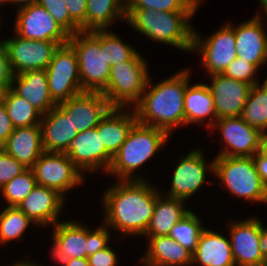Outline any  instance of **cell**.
<instances>
[{"label":"cell","mask_w":267,"mask_h":266,"mask_svg":"<svg viewBox=\"0 0 267 266\" xmlns=\"http://www.w3.org/2000/svg\"><path fill=\"white\" fill-rule=\"evenodd\" d=\"M102 195L103 223L118 232V239L139 238L146 232L161 191L148 180H117ZM157 187V188H156ZM130 235V236H129Z\"/></svg>","instance_id":"cell-1"},{"label":"cell","mask_w":267,"mask_h":266,"mask_svg":"<svg viewBox=\"0 0 267 266\" xmlns=\"http://www.w3.org/2000/svg\"><path fill=\"white\" fill-rule=\"evenodd\" d=\"M190 68H184L168 78L152 83L149 77L139 102L133 107L137 122L166 131L169 135L184 127V94L191 82Z\"/></svg>","instance_id":"cell-2"},{"label":"cell","mask_w":267,"mask_h":266,"mask_svg":"<svg viewBox=\"0 0 267 266\" xmlns=\"http://www.w3.org/2000/svg\"><path fill=\"white\" fill-rule=\"evenodd\" d=\"M196 11L126 10V25L152 41L191 52Z\"/></svg>","instance_id":"cell-3"},{"label":"cell","mask_w":267,"mask_h":266,"mask_svg":"<svg viewBox=\"0 0 267 266\" xmlns=\"http://www.w3.org/2000/svg\"><path fill=\"white\" fill-rule=\"evenodd\" d=\"M169 139L170 135L166 131L136 122L113 156L106 174L116 176L117 180H147L141 175H135V170H139L157 152L163 150Z\"/></svg>","instance_id":"cell-4"},{"label":"cell","mask_w":267,"mask_h":266,"mask_svg":"<svg viewBox=\"0 0 267 266\" xmlns=\"http://www.w3.org/2000/svg\"><path fill=\"white\" fill-rule=\"evenodd\" d=\"M214 163V175L219 179L218 187H225L236 199L267 204V187L262 182L252 157L215 156Z\"/></svg>","instance_id":"cell-5"},{"label":"cell","mask_w":267,"mask_h":266,"mask_svg":"<svg viewBox=\"0 0 267 266\" xmlns=\"http://www.w3.org/2000/svg\"><path fill=\"white\" fill-rule=\"evenodd\" d=\"M137 52L130 60L111 66L107 87L101 92L112 107L133 108L150 77L147 59Z\"/></svg>","instance_id":"cell-6"},{"label":"cell","mask_w":267,"mask_h":266,"mask_svg":"<svg viewBox=\"0 0 267 266\" xmlns=\"http://www.w3.org/2000/svg\"><path fill=\"white\" fill-rule=\"evenodd\" d=\"M76 53L83 91L102 92L108 85L111 66L100 49V30L79 31L69 36Z\"/></svg>","instance_id":"cell-7"},{"label":"cell","mask_w":267,"mask_h":266,"mask_svg":"<svg viewBox=\"0 0 267 266\" xmlns=\"http://www.w3.org/2000/svg\"><path fill=\"white\" fill-rule=\"evenodd\" d=\"M191 52L199 55L207 76L223 73L237 58L234 24L225 23L206 38L194 28Z\"/></svg>","instance_id":"cell-8"},{"label":"cell","mask_w":267,"mask_h":266,"mask_svg":"<svg viewBox=\"0 0 267 266\" xmlns=\"http://www.w3.org/2000/svg\"><path fill=\"white\" fill-rule=\"evenodd\" d=\"M204 154L202 148L195 147L179 158L171 176L170 190L163 194L187 201L200 191L206 182L212 185L214 181H207L206 176L208 173H215L214 158L207 163Z\"/></svg>","instance_id":"cell-9"},{"label":"cell","mask_w":267,"mask_h":266,"mask_svg":"<svg viewBox=\"0 0 267 266\" xmlns=\"http://www.w3.org/2000/svg\"><path fill=\"white\" fill-rule=\"evenodd\" d=\"M45 71L50 96L56 104L84 92L81 88L77 56L68 43L60 45L54 51Z\"/></svg>","instance_id":"cell-10"},{"label":"cell","mask_w":267,"mask_h":266,"mask_svg":"<svg viewBox=\"0 0 267 266\" xmlns=\"http://www.w3.org/2000/svg\"><path fill=\"white\" fill-rule=\"evenodd\" d=\"M220 131L223 148L215 156L252 157L264 147L266 136L241 117L217 119L208 130Z\"/></svg>","instance_id":"cell-11"},{"label":"cell","mask_w":267,"mask_h":266,"mask_svg":"<svg viewBox=\"0 0 267 266\" xmlns=\"http://www.w3.org/2000/svg\"><path fill=\"white\" fill-rule=\"evenodd\" d=\"M31 169L38 185L57 190L65 198L85 179L66 153L43 152Z\"/></svg>","instance_id":"cell-12"},{"label":"cell","mask_w":267,"mask_h":266,"mask_svg":"<svg viewBox=\"0 0 267 266\" xmlns=\"http://www.w3.org/2000/svg\"><path fill=\"white\" fill-rule=\"evenodd\" d=\"M16 18L13 33L17 36L39 41L68 43L69 34L38 3L26 5L15 10Z\"/></svg>","instance_id":"cell-13"},{"label":"cell","mask_w":267,"mask_h":266,"mask_svg":"<svg viewBox=\"0 0 267 266\" xmlns=\"http://www.w3.org/2000/svg\"><path fill=\"white\" fill-rule=\"evenodd\" d=\"M229 239L236 266H267L260 250L261 218L247 217L227 223Z\"/></svg>","instance_id":"cell-14"},{"label":"cell","mask_w":267,"mask_h":266,"mask_svg":"<svg viewBox=\"0 0 267 266\" xmlns=\"http://www.w3.org/2000/svg\"><path fill=\"white\" fill-rule=\"evenodd\" d=\"M13 34L12 38L3 40L14 75L30 70H45L54 51L60 46L57 42L25 39Z\"/></svg>","instance_id":"cell-15"},{"label":"cell","mask_w":267,"mask_h":266,"mask_svg":"<svg viewBox=\"0 0 267 266\" xmlns=\"http://www.w3.org/2000/svg\"><path fill=\"white\" fill-rule=\"evenodd\" d=\"M66 154L83 175L101 170L106 174L113 159L97 133V126L78 133Z\"/></svg>","instance_id":"cell-16"},{"label":"cell","mask_w":267,"mask_h":266,"mask_svg":"<svg viewBox=\"0 0 267 266\" xmlns=\"http://www.w3.org/2000/svg\"><path fill=\"white\" fill-rule=\"evenodd\" d=\"M57 106L70 118L78 133L98 126L112 108L101 92L84 91Z\"/></svg>","instance_id":"cell-17"},{"label":"cell","mask_w":267,"mask_h":266,"mask_svg":"<svg viewBox=\"0 0 267 266\" xmlns=\"http://www.w3.org/2000/svg\"><path fill=\"white\" fill-rule=\"evenodd\" d=\"M261 13L234 25L237 57L255 65L258 69L267 65V28Z\"/></svg>","instance_id":"cell-18"},{"label":"cell","mask_w":267,"mask_h":266,"mask_svg":"<svg viewBox=\"0 0 267 266\" xmlns=\"http://www.w3.org/2000/svg\"><path fill=\"white\" fill-rule=\"evenodd\" d=\"M208 87L214 99L217 119L241 117L251 85L222 73L209 75Z\"/></svg>","instance_id":"cell-19"},{"label":"cell","mask_w":267,"mask_h":266,"mask_svg":"<svg viewBox=\"0 0 267 266\" xmlns=\"http://www.w3.org/2000/svg\"><path fill=\"white\" fill-rule=\"evenodd\" d=\"M50 256L53 262H62L72 258H87L89 241L87 226L79 220H62L52 226Z\"/></svg>","instance_id":"cell-20"},{"label":"cell","mask_w":267,"mask_h":266,"mask_svg":"<svg viewBox=\"0 0 267 266\" xmlns=\"http://www.w3.org/2000/svg\"><path fill=\"white\" fill-rule=\"evenodd\" d=\"M66 198L57 190L36 185L17 206L37 227H48L60 222Z\"/></svg>","instance_id":"cell-21"},{"label":"cell","mask_w":267,"mask_h":266,"mask_svg":"<svg viewBox=\"0 0 267 266\" xmlns=\"http://www.w3.org/2000/svg\"><path fill=\"white\" fill-rule=\"evenodd\" d=\"M40 127L44 152L66 153L78 134L70 118L58 106L42 115Z\"/></svg>","instance_id":"cell-22"},{"label":"cell","mask_w":267,"mask_h":266,"mask_svg":"<svg viewBox=\"0 0 267 266\" xmlns=\"http://www.w3.org/2000/svg\"><path fill=\"white\" fill-rule=\"evenodd\" d=\"M192 265L236 266L229 237L206 226L200 234L195 251L192 253Z\"/></svg>","instance_id":"cell-23"},{"label":"cell","mask_w":267,"mask_h":266,"mask_svg":"<svg viewBox=\"0 0 267 266\" xmlns=\"http://www.w3.org/2000/svg\"><path fill=\"white\" fill-rule=\"evenodd\" d=\"M11 89L42 115L57 106L50 96L45 70H30L14 75Z\"/></svg>","instance_id":"cell-24"},{"label":"cell","mask_w":267,"mask_h":266,"mask_svg":"<svg viewBox=\"0 0 267 266\" xmlns=\"http://www.w3.org/2000/svg\"><path fill=\"white\" fill-rule=\"evenodd\" d=\"M191 83L184 94V126L205 125L210 130L217 120L212 93L206 83Z\"/></svg>","instance_id":"cell-25"},{"label":"cell","mask_w":267,"mask_h":266,"mask_svg":"<svg viewBox=\"0 0 267 266\" xmlns=\"http://www.w3.org/2000/svg\"><path fill=\"white\" fill-rule=\"evenodd\" d=\"M142 266H192V252L169 235L147 238Z\"/></svg>","instance_id":"cell-26"},{"label":"cell","mask_w":267,"mask_h":266,"mask_svg":"<svg viewBox=\"0 0 267 266\" xmlns=\"http://www.w3.org/2000/svg\"><path fill=\"white\" fill-rule=\"evenodd\" d=\"M137 122L133 108L112 107L97 126V133L106 150L114 156Z\"/></svg>","instance_id":"cell-27"},{"label":"cell","mask_w":267,"mask_h":266,"mask_svg":"<svg viewBox=\"0 0 267 266\" xmlns=\"http://www.w3.org/2000/svg\"><path fill=\"white\" fill-rule=\"evenodd\" d=\"M2 149L31 169L44 152L40 125L15 128Z\"/></svg>","instance_id":"cell-28"},{"label":"cell","mask_w":267,"mask_h":266,"mask_svg":"<svg viewBox=\"0 0 267 266\" xmlns=\"http://www.w3.org/2000/svg\"><path fill=\"white\" fill-rule=\"evenodd\" d=\"M186 203L184 200L159 192L153 215L142 237L154 238L169 235L173 226L191 211V209L185 208Z\"/></svg>","instance_id":"cell-29"},{"label":"cell","mask_w":267,"mask_h":266,"mask_svg":"<svg viewBox=\"0 0 267 266\" xmlns=\"http://www.w3.org/2000/svg\"><path fill=\"white\" fill-rule=\"evenodd\" d=\"M85 31L106 30L114 21L126 22V0H86Z\"/></svg>","instance_id":"cell-30"},{"label":"cell","mask_w":267,"mask_h":266,"mask_svg":"<svg viewBox=\"0 0 267 266\" xmlns=\"http://www.w3.org/2000/svg\"><path fill=\"white\" fill-rule=\"evenodd\" d=\"M241 118L267 137V77L251 87Z\"/></svg>","instance_id":"cell-31"},{"label":"cell","mask_w":267,"mask_h":266,"mask_svg":"<svg viewBox=\"0 0 267 266\" xmlns=\"http://www.w3.org/2000/svg\"><path fill=\"white\" fill-rule=\"evenodd\" d=\"M0 101L5 105L7 114L15 128L40 125L42 114L11 88L1 93Z\"/></svg>","instance_id":"cell-32"},{"label":"cell","mask_w":267,"mask_h":266,"mask_svg":"<svg viewBox=\"0 0 267 266\" xmlns=\"http://www.w3.org/2000/svg\"><path fill=\"white\" fill-rule=\"evenodd\" d=\"M2 208H0V246L23 239V234L31 224L37 226L18 207L2 206Z\"/></svg>","instance_id":"cell-33"},{"label":"cell","mask_w":267,"mask_h":266,"mask_svg":"<svg viewBox=\"0 0 267 266\" xmlns=\"http://www.w3.org/2000/svg\"><path fill=\"white\" fill-rule=\"evenodd\" d=\"M190 211L184 218L177 222L170 230L169 236L187 248L192 253L197 247V243L202 230L205 228L204 222L199 214Z\"/></svg>","instance_id":"cell-34"},{"label":"cell","mask_w":267,"mask_h":266,"mask_svg":"<svg viewBox=\"0 0 267 266\" xmlns=\"http://www.w3.org/2000/svg\"><path fill=\"white\" fill-rule=\"evenodd\" d=\"M100 49H104V57L110 66L128 61L138 52L120 35L108 29L100 30Z\"/></svg>","instance_id":"cell-35"},{"label":"cell","mask_w":267,"mask_h":266,"mask_svg":"<svg viewBox=\"0 0 267 266\" xmlns=\"http://www.w3.org/2000/svg\"><path fill=\"white\" fill-rule=\"evenodd\" d=\"M37 185L32 169H26L13 180L6 183L0 194L4 199L5 206H18Z\"/></svg>","instance_id":"cell-36"},{"label":"cell","mask_w":267,"mask_h":266,"mask_svg":"<svg viewBox=\"0 0 267 266\" xmlns=\"http://www.w3.org/2000/svg\"><path fill=\"white\" fill-rule=\"evenodd\" d=\"M202 0H126V10L198 11Z\"/></svg>","instance_id":"cell-37"},{"label":"cell","mask_w":267,"mask_h":266,"mask_svg":"<svg viewBox=\"0 0 267 266\" xmlns=\"http://www.w3.org/2000/svg\"><path fill=\"white\" fill-rule=\"evenodd\" d=\"M37 3L45 8L69 35L80 31V27L70 18L64 0H38Z\"/></svg>","instance_id":"cell-38"},{"label":"cell","mask_w":267,"mask_h":266,"mask_svg":"<svg viewBox=\"0 0 267 266\" xmlns=\"http://www.w3.org/2000/svg\"><path fill=\"white\" fill-rule=\"evenodd\" d=\"M259 70L260 69H258L255 65L237 57L222 74L253 86L254 84L261 82L259 78L257 79L256 77Z\"/></svg>","instance_id":"cell-39"},{"label":"cell","mask_w":267,"mask_h":266,"mask_svg":"<svg viewBox=\"0 0 267 266\" xmlns=\"http://www.w3.org/2000/svg\"><path fill=\"white\" fill-rule=\"evenodd\" d=\"M27 168L0 148V189Z\"/></svg>","instance_id":"cell-40"},{"label":"cell","mask_w":267,"mask_h":266,"mask_svg":"<svg viewBox=\"0 0 267 266\" xmlns=\"http://www.w3.org/2000/svg\"><path fill=\"white\" fill-rule=\"evenodd\" d=\"M111 232L112 231L104 223L97 225V228L94 230L92 227L89 228V226H87V241H89L87 257L110 245Z\"/></svg>","instance_id":"cell-41"},{"label":"cell","mask_w":267,"mask_h":266,"mask_svg":"<svg viewBox=\"0 0 267 266\" xmlns=\"http://www.w3.org/2000/svg\"><path fill=\"white\" fill-rule=\"evenodd\" d=\"M13 76L6 44L3 39H0V93L11 88Z\"/></svg>","instance_id":"cell-42"},{"label":"cell","mask_w":267,"mask_h":266,"mask_svg":"<svg viewBox=\"0 0 267 266\" xmlns=\"http://www.w3.org/2000/svg\"><path fill=\"white\" fill-rule=\"evenodd\" d=\"M70 18L80 27V31H85V20L87 1L86 0H64Z\"/></svg>","instance_id":"cell-43"},{"label":"cell","mask_w":267,"mask_h":266,"mask_svg":"<svg viewBox=\"0 0 267 266\" xmlns=\"http://www.w3.org/2000/svg\"><path fill=\"white\" fill-rule=\"evenodd\" d=\"M116 253L110 246L101 249L87 257L89 266H117L120 261Z\"/></svg>","instance_id":"cell-44"},{"label":"cell","mask_w":267,"mask_h":266,"mask_svg":"<svg viewBox=\"0 0 267 266\" xmlns=\"http://www.w3.org/2000/svg\"><path fill=\"white\" fill-rule=\"evenodd\" d=\"M14 129L15 127L7 114L5 105L0 101V148L6 144Z\"/></svg>","instance_id":"cell-45"},{"label":"cell","mask_w":267,"mask_h":266,"mask_svg":"<svg viewBox=\"0 0 267 266\" xmlns=\"http://www.w3.org/2000/svg\"><path fill=\"white\" fill-rule=\"evenodd\" d=\"M252 158L262 182L267 187V149L263 147Z\"/></svg>","instance_id":"cell-46"},{"label":"cell","mask_w":267,"mask_h":266,"mask_svg":"<svg viewBox=\"0 0 267 266\" xmlns=\"http://www.w3.org/2000/svg\"><path fill=\"white\" fill-rule=\"evenodd\" d=\"M60 264V266H89L88 259L87 258H72L63 260L62 262H57V265Z\"/></svg>","instance_id":"cell-47"},{"label":"cell","mask_w":267,"mask_h":266,"mask_svg":"<svg viewBox=\"0 0 267 266\" xmlns=\"http://www.w3.org/2000/svg\"><path fill=\"white\" fill-rule=\"evenodd\" d=\"M260 250L266 258L267 262V227L261 222Z\"/></svg>","instance_id":"cell-48"},{"label":"cell","mask_w":267,"mask_h":266,"mask_svg":"<svg viewBox=\"0 0 267 266\" xmlns=\"http://www.w3.org/2000/svg\"><path fill=\"white\" fill-rule=\"evenodd\" d=\"M38 0H11V5L15 6L16 5V9L26 6V5H30L33 3H37ZM18 4V5H17Z\"/></svg>","instance_id":"cell-49"},{"label":"cell","mask_w":267,"mask_h":266,"mask_svg":"<svg viewBox=\"0 0 267 266\" xmlns=\"http://www.w3.org/2000/svg\"><path fill=\"white\" fill-rule=\"evenodd\" d=\"M11 266H43V265H41L39 263L36 264V261L31 262V260L26 261V259H25V260H19V261L16 260L15 263L12 264Z\"/></svg>","instance_id":"cell-50"},{"label":"cell","mask_w":267,"mask_h":266,"mask_svg":"<svg viewBox=\"0 0 267 266\" xmlns=\"http://www.w3.org/2000/svg\"><path fill=\"white\" fill-rule=\"evenodd\" d=\"M258 3L260 4L259 8H263V10H261L263 13H265V16L267 17V0H257Z\"/></svg>","instance_id":"cell-51"},{"label":"cell","mask_w":267,"mask_h":266,"mask_svg":"<svg viewBox=\"0 0 267 266\" xmlns=\"http://www.w3.org/2000/svg\"><path fill=\"white\" fill-rule=\"evenodd\" d=\"M4 3L5 4H11V0H0V7H1V5L3 4L4 5Z\"/></svg>","instance_id":"cell-52"},{"label":"cell","mask_w":267,"mask_h":266,"mask_svg":"<svg viewBox=\"0 0 267 266\" xmlns=\"http://www.w3.org/2000/svg\"><path fill=\"white\" fill-rule=\"evenodd\" d=\"M264 147L267 149V137L265 138V141H264Z\"/></svg>","instance_id":"cell-53"}]
</instances>
